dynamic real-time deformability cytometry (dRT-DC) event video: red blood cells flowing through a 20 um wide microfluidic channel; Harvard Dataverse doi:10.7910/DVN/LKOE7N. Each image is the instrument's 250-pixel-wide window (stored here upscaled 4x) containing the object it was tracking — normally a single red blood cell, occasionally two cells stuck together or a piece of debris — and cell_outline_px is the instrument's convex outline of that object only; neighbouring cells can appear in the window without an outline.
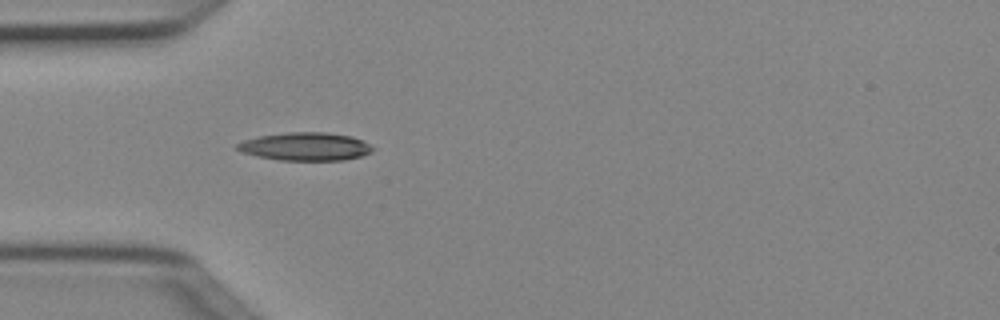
{"species": "Egyptian fruit bat (a non-hibernating species)", "species_latin": "Rousettus aegyptiacus", "temperature_condition": "cold", "stored_images_in_passage": 3, "camera_frame_rate_fps": 3000, "um_per_image_px": 0.085, "animal": {"sex": "female"}, "frame": {"image": 1, "passage_image": 3, "time_ms": 0.667, "image_size_px": [1000, 320], "cell_outline_px": [[376, 148], [372, 152], [360, 156], [344, 160], [280, 160], [256, 156], [244, 152], [236, 148], [236, 144], [244, 140], [260, 136], [288, 132], [328, 132], [352, 136], [364, 140]], "centroid_in_image_um": [26.02, 12.45], "position_along_channel_um": 59.0, "area_um2": 22.25}}